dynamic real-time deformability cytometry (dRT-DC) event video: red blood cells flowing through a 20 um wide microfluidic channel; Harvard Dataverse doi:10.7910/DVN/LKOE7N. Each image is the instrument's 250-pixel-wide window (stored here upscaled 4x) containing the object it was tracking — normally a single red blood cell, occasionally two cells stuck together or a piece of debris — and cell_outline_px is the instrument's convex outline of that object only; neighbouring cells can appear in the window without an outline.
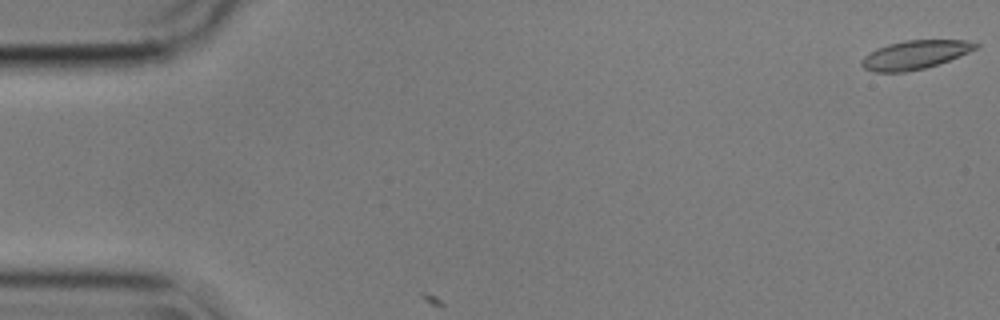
{"species": "common noctule bat (a hibernating species)", "species_latin": "Nyctalus noctula", "temperature_condition": "cold", "stored_images_in_passage": 4, "camera_frame_rate_fps": 3000, "um_per_image_px": 0.085, "animal": {"sex": "male", "body_mass_g": 17.9}, "frame": {"image": 1, "passage_image": 1, "time_ms": 0.0, "image_size_px": [1000, 320], "cell_outline_px": [[980, 48], [948, 60], [924, 68], [904, 72], [872, 72], [864, 68], [860, 64], [860, 60], [864, 56], [876, 48], [888, 44], [904, 40], [964, 40], [980, 44]], "centroid_in_image_um": [77.75, 4.65], "position_along_channel_um": 7.3, "area_um2": 19.07}}